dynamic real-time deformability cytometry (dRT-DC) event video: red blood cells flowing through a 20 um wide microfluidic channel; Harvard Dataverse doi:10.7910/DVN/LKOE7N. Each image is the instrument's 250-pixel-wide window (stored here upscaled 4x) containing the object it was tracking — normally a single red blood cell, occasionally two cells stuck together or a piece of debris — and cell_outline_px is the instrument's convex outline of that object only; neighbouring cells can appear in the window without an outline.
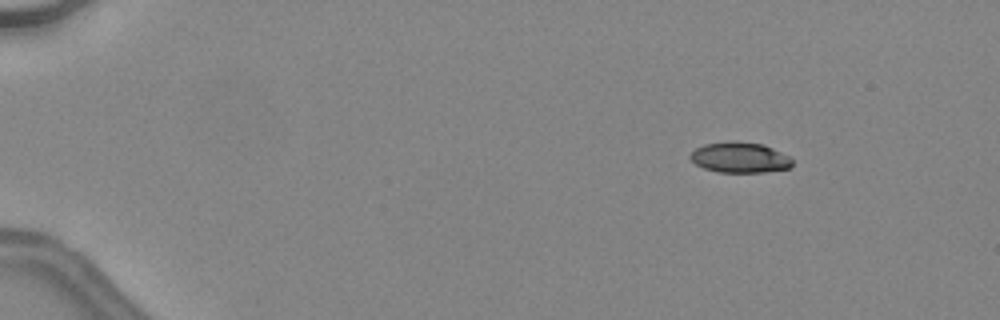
{"species": "common noctule bat (a hibernating species)", "species_latin": "Nyctalus noctula", "temperature_condition": "warm", "stored_images_in_passage": 8, "camera_frame_rate_fps": 3000, "um_per_image_px": 0.085, "animal": {"sex": "female", "body_mass_g": 24.6, "forearm_length_mm": 56.2}, "frame": {"image": 1, "passage_image": 2, "time_ms": 0.333, "image_size_px": [1000, 320], "cell_outline_px": [[792, 168], [764, 172], [716, 172], [704, 168], [696, 164], [688, 156], [696, 148], [704, 144], [728, 140], [732, 140], [764, 144], [788, 156], [792, 160]], "centroid_in_image_um": [62.87, 13.38], "position_along_channel_um": 22.1, "area_um2": 18.32}}